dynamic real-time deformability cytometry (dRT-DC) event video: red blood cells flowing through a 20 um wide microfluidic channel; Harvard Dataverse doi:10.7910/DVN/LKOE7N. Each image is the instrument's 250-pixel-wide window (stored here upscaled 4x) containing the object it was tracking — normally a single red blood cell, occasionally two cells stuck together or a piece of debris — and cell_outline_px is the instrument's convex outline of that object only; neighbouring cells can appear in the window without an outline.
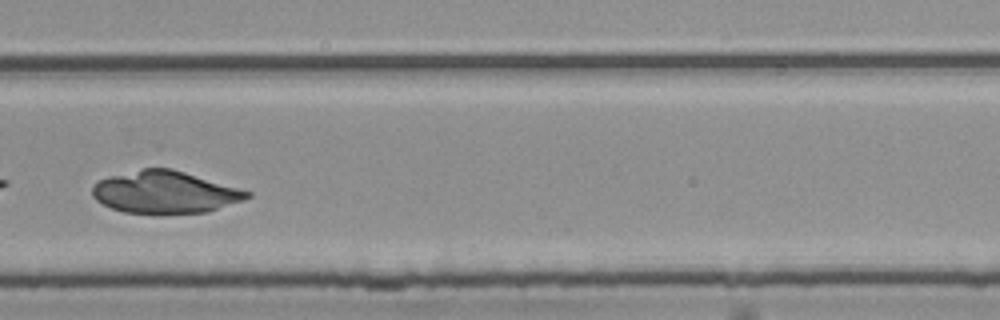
{"species": "common noctule bat (a hibernating species)", "species_latin": "Nyctalus noctula", "temperature_condition": "room temperature", "stored_images_in_passage": 54, "segment_of_instrument_passage": [1, 2], "camera_frame_rate_fps": 3000, "um_per_image_px": 0.085, "animal": {"sex": "female", "body_mass_g": 25.1}, "frame": {"image": 1, "passage_image": 39, "time_ms": 12.667, "image_size_px": [1000, 320], "cell_outline_px": [[252, 196], [244, 200], [208, 212], [160, 216], [124, 212], [112, 208], [96, 200], [92, 196], [92, 184], [96, 180], [108, 176], [144, 168], [172, 168], [252, 192]], "centroid_in_image_um": [14.0, 16.37], "position_along_channel_um": 315.8, "area_um2": 38.96}}